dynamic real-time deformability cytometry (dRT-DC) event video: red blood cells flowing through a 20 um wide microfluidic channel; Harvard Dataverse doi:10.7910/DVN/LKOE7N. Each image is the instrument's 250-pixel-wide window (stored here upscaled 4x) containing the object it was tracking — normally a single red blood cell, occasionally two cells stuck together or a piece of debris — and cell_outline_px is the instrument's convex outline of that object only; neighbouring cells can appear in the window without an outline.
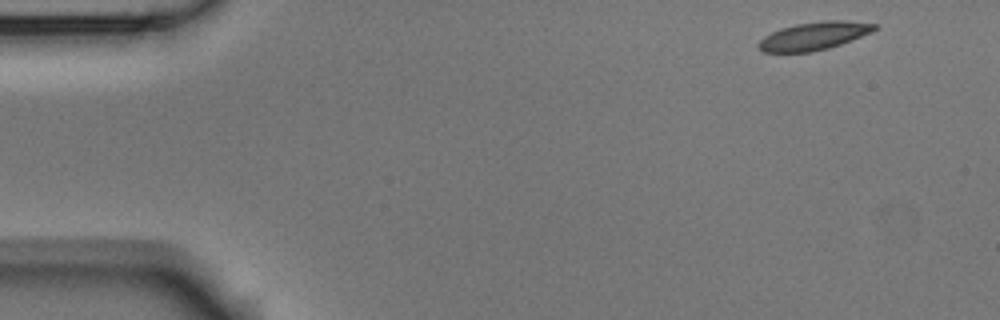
{"species": "Egyptian fruit bat (a non-hibernating species)", "species_latin": "Rousettus aegyptiacus", "temperature_condition": "room temperature", "stored_images_in_passage": 4, "camera_frame_rate_fps": 3000, "um_per_image_px": 0.085, "animal": {"sex": "male"}, "frame": {"image": 1, "passage_image": 1, "time_ms": 0.0, "image_size_px": [1000, 320], "cell_outline_px": [[880, 28], [872, 32], [852, 40], [828, 48], [812, 52], [764, 52], [756, 44], [764, 36], [780, 28], [796, 24], [824, 20], [844, 20], [880, 24]], "centroid_in_image_um": [69.24, 3.04], "position_along_channel_um": 15.8, "area_um2": 19.07}}
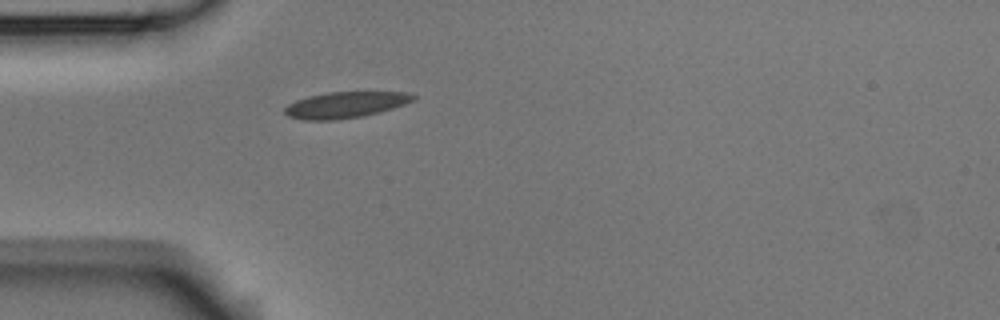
{"frame": {"image": 2, "passage_image": 4, "time_ms": 1.0, "image_size_px": [1000, 320], "cell_outline_px": [[416, 100], [380, 112], [364, 116], [332, 120], [304, 120], [288, 116], [284, 112], [284, 108], [288, 104], [296, 100], [308, 96], [328, 92], [408, 92], [416, 96]], "centroid_in_image_um": [29.36, 8.91], "position_along_channel_um": 55.6, "area_um2": 19.59}}